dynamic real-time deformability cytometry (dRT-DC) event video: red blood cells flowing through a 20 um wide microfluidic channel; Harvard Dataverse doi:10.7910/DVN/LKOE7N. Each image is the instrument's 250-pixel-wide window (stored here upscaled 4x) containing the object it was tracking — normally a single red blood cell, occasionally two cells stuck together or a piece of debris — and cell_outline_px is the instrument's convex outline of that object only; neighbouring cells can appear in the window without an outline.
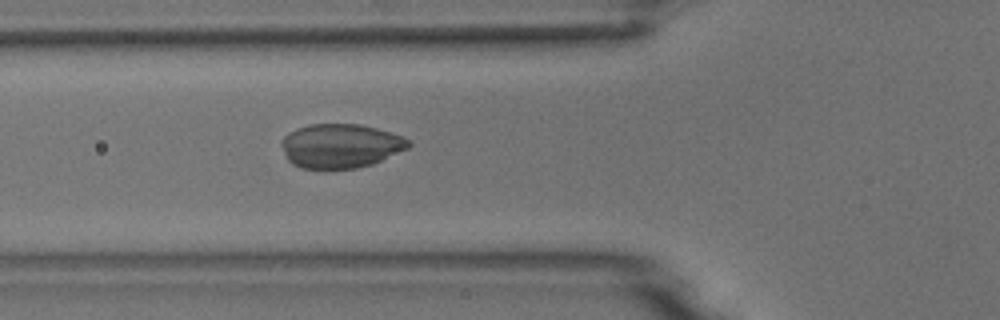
{"species": "common noctule bat (a hibernating species)", "species_latin": "Nyctalus noctula", "temperature_condition": "room temperature", "stored_images_in_passage": 14, "camera_frame_rate_fps": 3000, "um_per_image_px": 0.085, "animal": {"sex": "male", "body_mass_g": 18.8}, "frame": {"image": 1, "passage_image": 3, "time_ms": 0.667, "image_size_px": [1000, 320], "cell_outline_px": [[412, 144], [408, 148], [372, 164], [356, 168], [300, 168], [292, 164], [288, 160], [280, 144], [280, 140], [288, 132], [296, 128], [308, 124], [360, 124], [376, 128], [404, 136]], "centroid_in_image_um": [28.92, 12.38], "position_along_channel_um": 96.9, "area_um2": 32.77}}
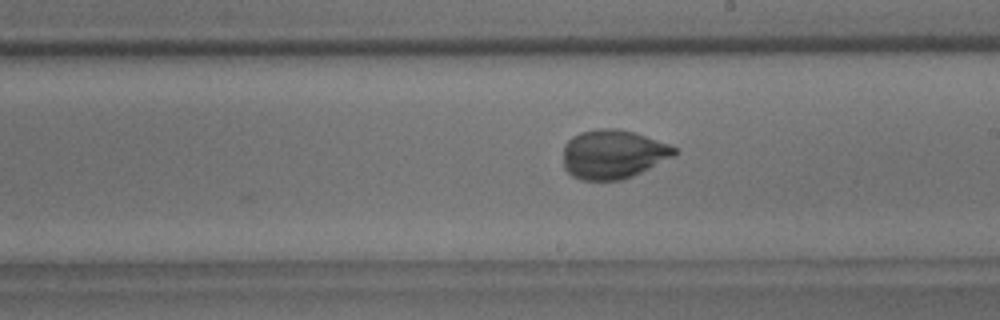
{"frame": {"image": 2, "passage_image": 14, "time_ms": 4.333, "image_size_px": [1000, 320], "cell_outline_px": [[676, 156], [624, 180], [580, 180], [572, 176], [564, 168], [564, 144], [572, 136], [580, 132], [600, 128], [620, 128], [668, 144], [676, 148]], "centroid_in_image_um": [52.1, 13.12], "position_along_channel_um": 236.9, "area_um2": 31.85}}